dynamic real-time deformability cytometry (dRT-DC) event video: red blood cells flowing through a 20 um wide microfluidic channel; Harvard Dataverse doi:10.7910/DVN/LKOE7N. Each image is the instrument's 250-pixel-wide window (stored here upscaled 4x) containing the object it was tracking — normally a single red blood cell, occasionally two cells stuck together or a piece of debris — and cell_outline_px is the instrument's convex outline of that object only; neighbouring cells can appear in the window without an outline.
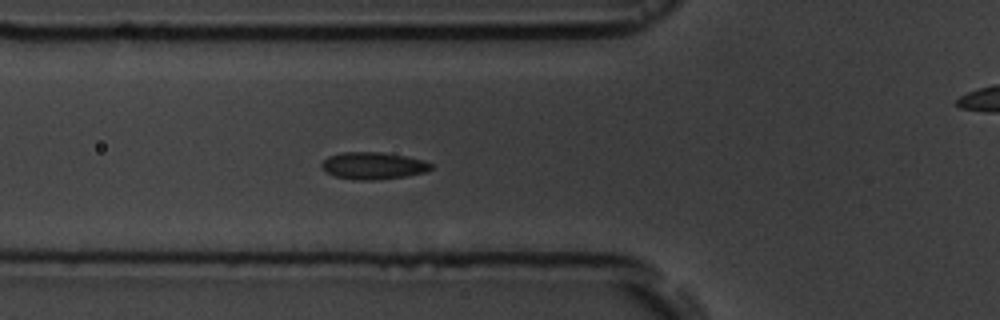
{"species": "common noctule bat (a hibernating species)", "species_latin": "Nyctalus noctula", "temperature_condition": "room temperature", "stored_images_in_passage": 5, "segment_of_instrument_passage": [1, 2], "camera_frame_rate_fps": 3000, "um_per_image_px": 0.085, "animal": {"sex": "male", "body_mass_g": 19.5, "forearm_length_mm": 54.6}, "frame": {"image": 1, "passage_image": 4, "time_ms": 3.333, "image_size_px": [1000, 320], "cell_outline_px": [[432, 168], [428, 172], [408, 176], [376, 180], [356, 180], [332, 176], [324, 172], [320, 164], [328, 156], [340, 152], [380, 152], [404, 156], [424, 160], [432, 164]], "centroid_in_image_um": [31.7, 14.1], "position_along_channel_um": 94.1, "area_um2": 17.57}}